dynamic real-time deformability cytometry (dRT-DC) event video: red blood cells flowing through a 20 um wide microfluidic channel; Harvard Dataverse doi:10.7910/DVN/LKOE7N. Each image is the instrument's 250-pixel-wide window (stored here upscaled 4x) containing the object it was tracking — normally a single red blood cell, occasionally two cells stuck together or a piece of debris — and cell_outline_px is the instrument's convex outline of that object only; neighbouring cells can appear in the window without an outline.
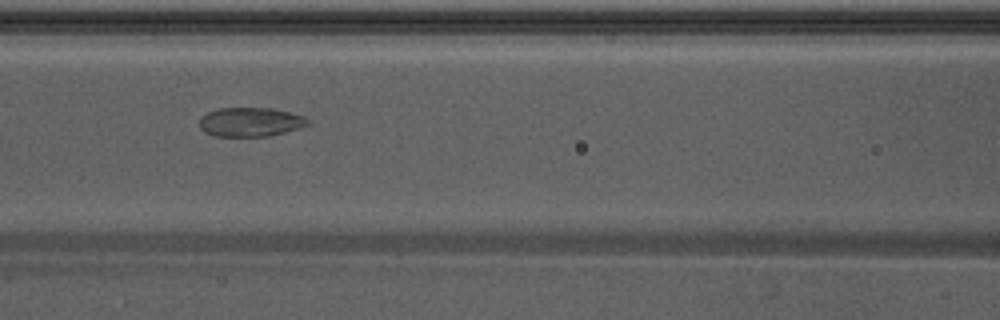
{"species": "Egyptian fruit bat (a non-hibernating species)", "species_latin": "Rousettus aegyptiacus", "temperature_condition": "warm", "stored_images_in_passage": 37, "camera_frame_rate_fps": 3000, "um_per_image_px": 0.085, "animal": {"sex": "male"}, "frame": {"image": 1, "passage_image": 7, "time_ms": 2.0, "image_size_px": [1000, 320], "cell_outline_px": [[308, 124], [284, 132], [268, 136], [212, 136], [204, 132], [200, 128], [200, 116], [208, 112], [220, 108], [272, 108], [304, 116], [308, 120]], "centroid_in_image_um": [21.22, 10.37], "position_along_channel_um": 145.4, "area_um2": 18.21}}
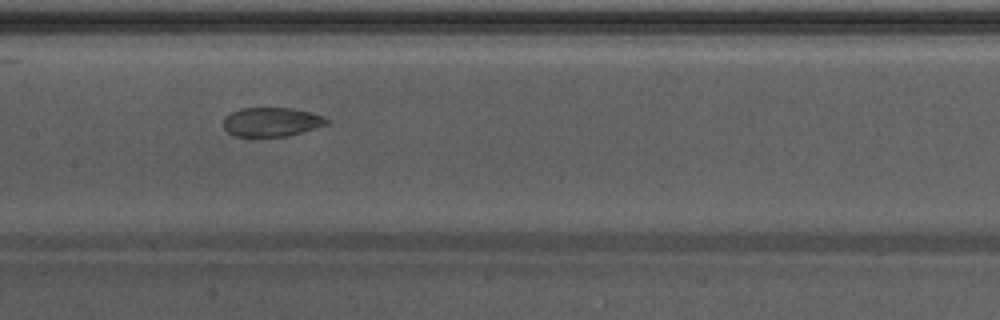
{"frame": {"image": 2, "passage_image": 10, "time_ms": 3.0, "image_size_px": [1000, 320], "cell_outline_px": [[328, 124], [288, 136], [236, 136], [228, 132], [224, 128], [224, 120], [232, 112], [240, 108], [292, 108], [324, 116], [328, 120]], "centroid_in_image_um": [23.09, 10.36], "position_along_channel_um": 184.3, "area_um2": 17.22}}
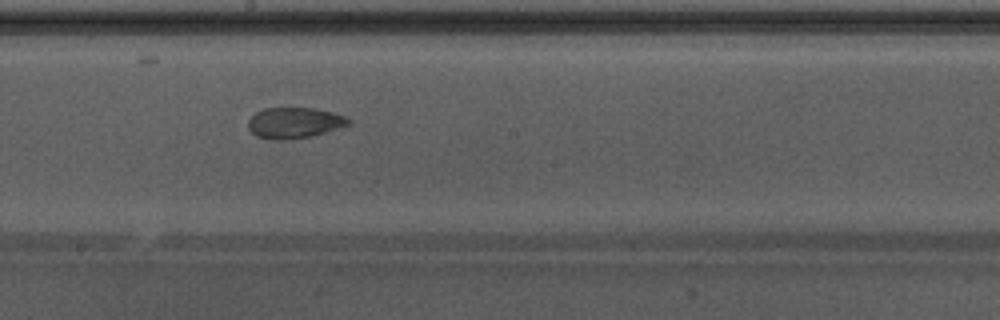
{"frame": {"image": 3, "passage_image": 13, "time_ms": 4.0, "image_size_px": [1000, 320], "cell_outline_px": [[352, 124], [312, 136], [284, 140], [272, 140], [256, 136], [248, 128], [248, 120], [256, 112], [264, 108], [312, 108], [332, 112], [344, 116], [352, 120]], "centroid_in_image_um": [25.02, 10.44], "position_along_channel_um": 223.2, "area_um2": 18.09}, "authors_computed_cell_mechanics": {"area_um2": 19.4786, "velocity_mm_per_s": 3.8998, "shape_relaxation_time_tau1_ms": 9.5638, "shape_relaxation_time_tau2_ms": 1.4679, "deformation_change_tau1": 0.2324, "deformation_change_tau2": 0.058}}